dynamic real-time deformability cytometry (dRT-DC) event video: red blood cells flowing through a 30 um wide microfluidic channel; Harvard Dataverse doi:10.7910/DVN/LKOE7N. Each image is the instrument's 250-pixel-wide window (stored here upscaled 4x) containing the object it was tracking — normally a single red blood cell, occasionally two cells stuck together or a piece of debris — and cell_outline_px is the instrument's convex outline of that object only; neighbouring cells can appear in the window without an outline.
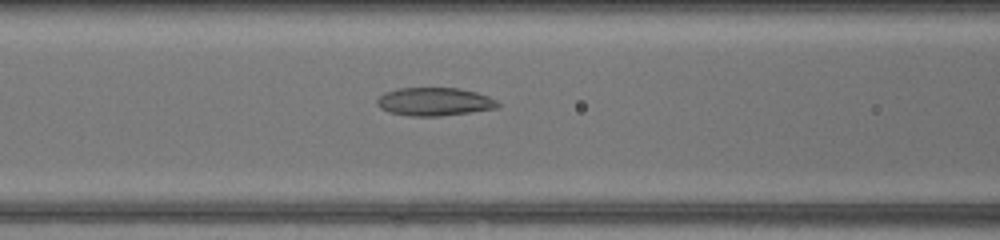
{"species": "common noctule bat (a hibernating species)", "species_latin": "Nyctalus noctula", "temperature_condition": "warm", "stored_images_in_passage": 34, "camera_frame_rate_fps": 3000, "um_per_image_px": 0.085, "animal": {"sex": "female", "body_mass_g": 17.0, "forearm_length_mm": 48.0}, "frame": {"image": 1, "passage_image": 7, "time_ms": 2.0, "image_size_px": [1000, 240], "cell_outline_px": [[500, 104], [496, 108], [440, 116], [412, 116], [388, 112], [380, 108], [376, 104], [376, 100], [384, 92], [396, 88], [460, 88], [476, 92], [488, 96], [496, 100]], "centroid_in_image_um": [36.88, 8.63], "position_along_channel_um": 129.7, "area_um2": 19.83}}
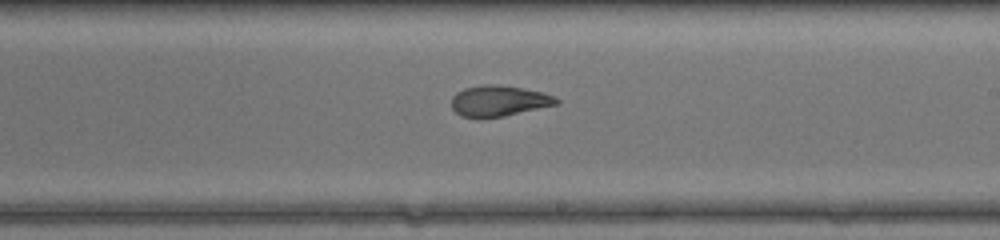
{"frame": {"image": 2, "passage_image": 15, "time_ms": 4.667, "image_size_px": [1000, 240], "cell_outline_px": [[560, 104], [504, 116], [480, 120], [460, 116], [452, 108], [452, 96], [456, 92], [464, 88], [484, 84], [500, 84], [544, 92], [560, 100]], "centroid_in_image_um": [42.38, 8.59], "position_along_channel_um": 246.6, "area_um2": 19.36}}
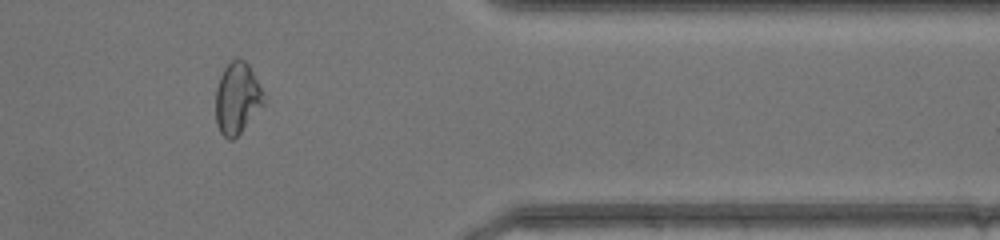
{"frame": {"image": 3, "passage_image": 26, "time_ms": 8.333, "image_size_px": [1000, 240], "cell_outline_px": [[264, 104], [240, 132], [232, 140], [228, 140], [220, 132], [216, 124], [216, 88], [220, 76], [224, 68], [232, 60], [244, 60], [248, 64], [260, 88], [264, 100]], "centroid_in_image_um": [20.12, 8.38], "position_along_channel_um": 391.3, "area_um2": 19.48}, "authors_computed_cell_mechanics": {"area_um2": 19.7676, "velocity_mm_per_s": 4.3949, "shape_relaxation_time_tau1_ms": null, "shape_relaxation_time_tau2_ms": 1.7133, "deformation_change_tau1": null, "deformation_change_tau2": 0.0884}}